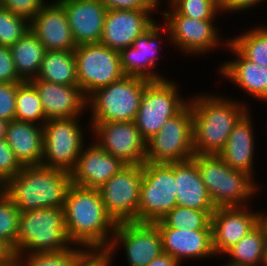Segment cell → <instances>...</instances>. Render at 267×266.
Masks as SVG:
<instances>
[{
    "label": "cell",
    "mask_w": 267,
    "mask_h": 266,
    "mask_svg": "<svg viewBox=\"0 0 267 266\" xmlns=\"http://www.w3.org/2000/svg\"><path fill=\"white\" fill-rule=\"evenodd\" d=\"M67 236L88 253H104L110 246L117 223L107 213L98 189L71 184L64 201Z\"/></svg>",
    "instance_id": "obj_1"
},
{
    "label": "cell",
    "mask_w": 267,
    "mask_h": 266,
    "mask_svg": "<svg viewBox=\"0 0 267 266\" xmlns=\"http://www.w3.org/2000/svg\"><path fill=\"white\" fill-rule=\"evenodd\" d=\"M201 93L189 96L193 112V149L196 154L218 155L234 125L251 108L248 101L223 96L218 91Z\"/></svg>",
    "instance_id": "obj_2"
},
{
    "label": "cell",
    "mask_w": 267,
    "mask_h": 266,
    "mask_svg": "<svg viewBox=\"0 0 267 266\" xmlns=\"http://www.w3.org/2000/svg\"><path fill=\"white\" fill-rule=\"evenodd\" d=\"M71 185L68 171L48 166L25 165L4 185V193L20 212L42 208H63Z\"/></svg>",
    "instance_id": "obj_3"
},
{
    "label": "cell",
    "mask_w": 267,
    "mask_h": 266,
    "mask_svg": "<svg viewBox=\"0 0 267 266\" xmlns=\"http://www.w3.org/2000/svg\"><path fill=\"white\" fill-rule=\"evenodd\" d=\"M192 159L216 208L251 205L264 188L246 172L229 167L219 155L195 153Z\"/></svg>",
    "instance_id": "obj_4"
},
{
    "label": "cell",
    "mask_w": 267,
    "mask_h": 266,
    "mask_svg": "<svg viewBox=\"0 0 267 266\" xmlns=\"http://www.w3.org/2000/svg\"><path fill=\"white\" fill-rule=\"evenodd\" d=\"M72 246L63 208L20 212L16 255L66 251Z\"/></svg>",
    "instance_id": "obj_5"
},
{
    "label": "cell",
    "mask_w": 267,
    "mask_h": 266,
    "mask_svg": "<svg viewBox=\"0 0 267 266\" xmlns=\"http://www.w3.org/2000/svg\"><path fill=\"white\" fill-rule=\"evenodd\" d=\"M150 82L125 75L97 89L87 98V112L91 117L88 123L135 121L142 95Z\"/></svg>",
    "instance_id": "obj_6"
},
{
    "label": "cell",
    "mask_w": 267,
    "mask_h": 266,
    "mask_svg": "<svg viewBox=\"0 0 267 266\" xmlns=\"http://www.w3.org/2000/svg\"><path fill=\"white\" fill-rule=\"evenodd\" d=\"M166 8L159 9V12L160 16L163 14L162 20H165L161 22L169 31V46L184 53L185 57L196 55L201 58L202 55L205 57L211 51L221 48L225 51L229 38L221 36L216 20L193 19L178 14L170 5Z\"/></svg>",
    "instance_id": "obj_7"
},
{
    "label": "cell",
    "mask_w": 267,
    "mask_h": 266,
    "mask_svg": "<svg viewBox=\"0 0 267 266\" xmlns=\"http://www.w3.org/2000/svg\"><path fill=\"white\" fill-rule=\"evenodd\" d=\"M82 116L49 119L43 125V157L41 164L71 172L86 141Z\"/></svg>",
    "instance_id": "obj_8"
},
{
    "label": "cell",
    "mask_w": 267,
    "mask_h": 266,
    "mask_svg": "<svg viewBox=\"0 0 267 266\" xmlns=\"http://www.w3.org/2000/svg\"><path fill=\"white\" fill-rule=\"evenodd\" d=\"M180 89V85L169 78L151 81L146 86L135 118L136 127L146 142L189 102L190 97L182 96Z\"/></svg>",
    "instance_id": "obj_9"
},
{
    "label": "cell",
    "mask_w": 267,
    "mask_h": 266,
    "mask_svg": "<svg viewBox=\"0 0 267 266\" xmlns=\"http://www.w3.org/2000/svg\"><path fill=\"white\" fill-rule=\"evenodd\" d=\"M174 162L143 163V178L138 206V222L160 221L176 205Z\"/></svg>",
    "instance_id": "obj_10"
},
{
    "label": "cell",
    "mask_w": 267,
    "mask_h": 266,
    "mask_svg": "<svg viewBox=\"0 0 267 266\" xmlns=\"http://www.w3.org/2000/svg\"><path fill=\"white\" fill-rule=\"evenodd\" d=\"M192 131L193 112L188 102L146 142L145 162L172 163L191 159L195 154Z\"/></svg>",
    "instance_id": "obj_11"
},
{
    "label": "cell",
    "mask_w": 267,
    "mask_h": 266,
    "mask_svg": "<svg viewBox=\"0 0 267 266\" xmlns=\"http://www.w3.org/2000/svg\"><path fill=\"white\" fill-rule=\"evenodd\" d=\"M78 86L88 98L97 89L121 79L124 75L119 51L101 43L78 45L74 50Z\"/></svg>",
    "instance_id": "obj_12"
},
{
    "label": "cell",
    "mask_w": 267,
    "mask_h": 266,
    "mask_svg": "<svg viewBox=\"0 0 267 266\" xmlns=\"http://www.w3.org/2000/svg\"><path fill=\"white\" fill-rule=\"evenodd\" d=\"M121 248L128 262L127 266H147L163 253L159 229L154 223H117L111 244L104 252L110 266H113L114 257Z\"/></svg>",
    "instance_id": "obj_13"
},
{
    "label": "cell",
    "mask_w": 267,
    "mask_h": 266,
    "mask_svg": "<svg viewBox=\"0 0 267 266\" xmlns=\"http://www.w3.org/2000/svg\"><path fill=\"white\" fill-rule=\"evenodd\" d=\"M142 165H126L98 190L107 213L116 223L138 222Z\"/></svg>",
    "instance_id": "obj_14"
},
{
    "label": "cell",
    "mask_w": 267,
    "mask_h": 266,
    "mask_svg": "<svg viewBox=\"0 0 267 266\" xmlns=\"http://www.w3.org/2000/svg\"><path fill=\"white\" fill-rule=\"evenodd\" d=\"M163 37H166V40ZM163 40L168 42L163 44ZM168 43H170L169 31L158 20L149 30L138 36L133 45L119 52L121 68L124 75L141 77L151 81L167 79L168 76L164 77L160 71L157 72V69L158 64L160 65V62H158L160 61L159 51L163 45Z\"/></svg>",
    "instance_id": "obj_15"
},
{
    "label": "cell",
    "mask_w": 267,
    "mask_h": 266,
    "mask_svg": "<svg viewBox=\"0 0 267 266\" xmlns=\"http://www.w3.org/2000/svg\"><path fill=\"white\" fill-rule=\"evenodd\" d=\"M87 125L90 127L87 134L89 133L92 140L110 155L126 165H142L145 162L146 141L141 137L135 121H111Z\"/></svg>",
    "instance_id": "obj_16"
},
{
    "label": "cell",
    "mask_w": 267,
    "mask_h": 266,
    "mask_svg": "<svg viewBox=\"0 0 267 266\" xmlns=\"http://www.w3.org/2000/svg\"><path fill=\"white\" fill-rule=\"evenodd\" d=\"M219 207L211 215L212 244L222 256L260 223V212L252 206Z\"/></svg>",
    "instance_id": "obj_17"
},
{
    "label": "cell",
    "mask_w": 267,
    "mask_h": 266,
    "mask_svg": "<svg viewBox=\"0 0 267 266\" xmlns=\"http://www.w3.org/2000/svg\"><path fill=\"white\" fill-rule=\"evenodd\" d=\"M157 13L159 10H107L100 43L120 52L153 26Z\"/></svg>",
    "instance_id": "obj_18"
},
{
    "label": "cell",
    "mask_w": 267,
    "mask_h": 266,
    "mask_svg": "<svg viewBox=\"0 0 267 266\" xmlns=\"http://www.w3.org/2000/svg\"><path fill=\"white\" fill-rule=\"evenodd\" d=\"M49 0L30 21V31L46 51H74L77 47L64 7Z\"/></svg>",
    "instance_id": "obj_19"
},
{
    "label": "cell",
    "mask_w": 267,
    "mask_h": 266,
    "mask_svg": "<svg viewBox=\"0 0 267 266\" xmlns=\"http://www.w3.org/2000/svg\"><path fill=\"white\" fill-rule=\"evenodd\" d=\"M84 145L75 168L70 172L71 184L88 189H99L113 175L126 166L110 155L94 140Z\"/></svg>",
    "instance_id": "obj_20"
},
{
    "label": "cell",
    "mask_w": 267,
    "mask_h": 266,
    "mask_svg": "<svg viewBox=\"0 0 267 266\" xmlns=\"http://www.w3.org/2000/svg\"><path fill=\"white\" fill-rule=\"evenodd\" d=\"M226 48L234 58L218 65V76L229 80L248 96L267 104V67L247 60L230 42Z\"/></svg>",
    "instance_id": "obj_21"
},
{
    "label": "cell",
    "mask_w": 267,
    "mask_h": 266,
    "mask_svg": "<svg viewBox=\"0 0 267 266\" xmlns=\"http://www.w3.org/2000/svg\"><path fill=\"white\" fill-rule=\"evenodd\" d=\"M30 82L38 91L46 120L84 116L87 98L78 85H62L41 79Z\"/></svg>",
    "instance_id": "obj_22"
},
{
    "label": "cell",
    "mask_w": 267,
    "mask_h": 266,
    "mask_svg": "<svg viewBox=\"0 0 267 266\" xmlns=\"http://www.w3.org/2000/svg\"><path fill=\"white\" fill-rule=\"evenodd\" d=\"M65 9L76 45L100 43L106 7L100 0H57Z\"/></svg>",
    "instance_id": "obj_23"
},
{
    "label": "cell",
    "mask_w": 267,
    "mask_h": 266,
    "mask_svg": "<svg viewBox=\"0 0 267 266\" xmlns=\"http://www.w3.org/2000/svg\"><path fill=\"white\" fill-rule=\"evenodd\" d=\"M161 234L163 252L180 263L190 260H209L215 257L212 244V230H185L184 228H158Z\"/></svg>",
    "instance_id": "obj_24"
},
{
    "label": "cell",
    "mask_w": 267,
    "mask_h": 266,
    "mask_svg": "<svg viewBox=\"0 0 267 266\" xmlns=\"http://www.w3.org/2000/svg\"><path fill=\"white\" fill-rule=\"evenodd\" d=\"M251 113L249 109L234 125L223 150L218 155L229 167L246 172L256 181L255 121Z\"/></svg>",
    "instance_id": "obj_25"
},
{
    "label": "cell",
    "mask_w": 267,
    "mask_h": 266,
    "mask_svg": "<svg viewBox=\"0 0 267 266\" xmlns=\"http://www.w3.org/2000/svg\"><path fill=\"white\" fill-rule=\"evenodd\" d=\"M178 206L194 208L200 211H215L208 191L203 183L197 164L191 158L186 161L174 162Z\"/></svg>",
    "instance_id": "obj_26"
},
{
    "label": "cell",
    "mask_w": 267,
    "mask_h": 266,
    "mask_svg": "<svg viewBox=\"0 0 267 266\" xmlns=\"http://www.w3.org/2000/svg\"><path fill=\"white\" fill-rule=\"evenodd\" d=\"M7 143L22 166L40 165L43 157V126L11 120L7 124Z\"/></svg>",
    "instance_id": "obj_27"
},
{
    "label": "cell",
    "mask_w": 267,
    "mask_h": 266,
    "mask_svg": "<svg viewBox=\"0 0 267 266\" xmlns=\"http://www.w3.org/2000/svg\"><path fill=\"white\" fill-rule=\"evenodd\" d=\"M266 244V233L259 223L218 260L227 256L228 260L224 262L226 261L225 264L228 266H262Z\"/></svg>",
    "instance_id": "obj_28"
},
{
    "label": "cell",
    "mask_w": 267,
    "mask_h": 266,
    "mask_svg": "<svg viewBox=\"0 0 267 266\" xmlns=\"http://www.w3.org/2000/svg\"><path fill=\"white\" fill-rule=\"evenodd\" d=\"M9 48L19 77L23 81L36 78L46 52L38 38L29 30Z\"/></svg>",
    "instance_id": "obj_29"
},
{
    "label": "cell",
    "mask_w": 267,
    "mask_h": 266,
    "mask_svg": "<svg viewBox=\"0 0 267 266\" xmlns=\"http://www.w3.org/2000/svg\"><path fill=\"white\" fill-rule=\"evenodd\" d=\"M55 84L78 85L74 51H46L36 78Z\"/></svg>",
    "instance_id": "obj_30"
},
{
    "label": "cell",
    "mask_w": 267,
    "mask_h": 266,
    "mask_svg": "<svg viewBox=\"0 0 267 266\" xmlns=\"http://www.w3.org/2000/svg\"><path fill=\"white\" fill-rule=\"evenodd\" d=\"M253 27V28H252ZM229 37V42L250 62L267 67V27L252 25L246 31Z\"/></svg>",
    "instance_id": "obj_31"
},
{
    "label": "cell",
    "mask_w": 267,
    "mask_h": 266,
    "mask_svg": "<svg viewBox=\"0 0 267 266\" xmlns=\"http://www.w3.org/2000/svg\"><path fill=\"white\" fill-rule=\"evenodd\" d=\"M214 211H200L194 208L176 205L160 221L155 222L157 228H184L185 230H212L211 215Z\"/></svg>",
    "instance_id": "obj_32"
},
{
    "label": "cell",
    "mask_w": 267,
    "mask_h": 266,
    "mask_svg": "<svg viewBox=\"0 0 267 266\" xmlns=\"http://www.w3.org/2000/svg\"><path fill=\"white\" fill-rule=\"evenodd\" d=\"M15 120L43 126L47 121L38 91L30 81L18 83Z\"/></svg>",
    "instance_id": "obj_33"
},
{
    "label": "cell",
    "mask_w": 267,
    "mask_h": 266,
    "mask_svg": "<svg viewBox=\"0 0 267 266\" xmlns=\"http://www.w3.org/2000/svg\"><path fill=\"white\" fill-rule=\"evenodd\" d=\"M88 252L73 245L66 251L37 254H17L14 266H76Z\"/></svg>",
    "instance_id": "obj_34"
},
{
    "label": "cell",
    "mask_w": 267,
    "mask_h": 266,
    "mask_svg": "<svg viewBox=\"0 0 267 266\" xmlns=\"http://www.w3.org/2000/svg\"><path fill=\"white\" fill-rule=\"evenodd\" d=\"M19 216V208L3 192L0 195V239L4 240L14 250L15 254Z\"/></svg>",
    "instance_id": "obj_35"
},
{
    "label": "cell",
    "mask_w": 267,
    "mask_h": 266,
    "mask_svg": "<svg viewBox=\"0 0 267 266\" xmlns=\"http://www.w3.org/2000/svg\"><path fill=\"white\" fill-rule=\"evenodd\" d=\"M169 5L178 14L198 20H217L222 15L219 0H173Z\"/></svg>",
    "instance_id": "obj_36"
},
{
    "label": "cell",
    "mask_w": 267,
    "mask_h": 266,
    "mask_svg": "<svg viewBox=\"0 0 267 266\" xmlns=\"http://www.w3.org/2000/svg\"><path fill=\"white\" fill-rule=\"evenodd\" d=\"M30 30V22L0 5V46H12Z\"/></svg>",
    "instance_id": "obj_37"
},
{
    "label": "cell",
    "mask_w": 267,
    "mask_h": 266,
    "mask_svg": "<svg viewBox=\"0 0 267 266\" xmlns=\"http://www.w3.org/2000/svg\"><path fill=\"white\" fill-rule=\"evenodd\" d=\"M22 167L6 139H0V182L5 185Z\"/></svg>",
    "instance_id": "obj_38"
},
{
    "label": "cell",
    "mask_w": 267,
    "mask_h": 266,
    "mask_svg": "<svg viewBox=\"0 0 267 266\" xmlns=\"http://www.w3.org/2000/svg\"><path fill=\"white\" fill-rule=\"evenodd\" d=\"M49 0H3L1 6L29 22Z\"/></svg>",
    "instance_id": "obj_39"
},
{
    "label": "cell",
    "mask_w": 267,
    "mask_h": 266,
    "mask_svg": "<svg viewBox=\"0 0 267 266\" xmlns=\"http://www.w3.org/2000/svg\"><path fill=\"white\" fill-rule=\"evenodd\" d=\"M18 83H0V119H15Z\"/></svg>",
    "instance_id": "obj_40"
},
{
    "label": "cell",
    "mask_w": 267,
    "mask_h": 266,
    "mask_svg": "<svg viewBox=\"0 0 267 266\" xmlns=\"http://www.w3.org/2000/svg\"><path fill=\"white\" fill-rule=\"evenodd\" d=\"M23 80L16 72L11 50L0 46V83H21Z\"/></svg>",
    "instance_id": "obj_41"
},
{
    "label": "cell",
    "mask_w": 267,
    "mask_h": 266,
    "mask_svg": "<svg viewBox=\"0 0 267 266\" xmlns=\"http://www.w3.org/2000/svg\"><path fill=\"white\" fill-rule=\"evenodd\" d=\"M107 10H159L156 0H100Z\"/></svg>",
    "instance_id": "obj_42"
},
{
    "label": "cell",
    "mask_w": 267,
    "mask_h": 266,
    "mask_svg": "<svg viewBox=\"0 0 267 266\" xmlns=\"http://www.w3.org/2000/svg\"><path fill=\"white\" fill-rule=\"evenodd\" d=\"M265 0H219V7L221 14H237L238 12H248L249 9H254L257 6L260 7L261 3H264ZM267 1V0H266ZM248 10V11H245Z\"/></svg>",
    "instance_id": "obj_43"
},
{
    "label": "cell",
    "mask_w": 267,
    "mask_h": 266,
    "mask_svg": "<svg viewBox=\"0 0 267 266\" xmlns=\"http://www.w3.org/2000/svg\"><path fill=\"white\" fill-rule=\"evenodd\" d=\"M76 266H110L104 253H88Z\"/></svg>",
    "instance_id": "obj_44"
},
{
    "label": "cell",
    "mask_w": 267,
    "mask_h": 266,
    "mask_svg": "<svg viewBox=\"0 0 267 266\" xmlns=\"http://www.w3.org/2000/svg\"><path fill=\"white\" fill-rule=\"evenodd\" d=\"M147 266H181V263L166 253H161L153 259Z\"/></svg>",
    "instance_id": "obj_45"
},
{
    "label": "cell",
    "mask_w": 267,
    "mask_h": 266,
    "mask_svg": "<svg viewBox=\"0 0 267 266\" xmlns=\"http://www.w3.org/2000/svg\"><path fill=\"white\" fill-rule=\"evenodd\" d=\"M16 254L14 250L2 239H0V262L14 263Z\"/></svg>",
    "instance_id": "obj_46"
},
{
    "label": "cell",
    "mask_w": 267,
    "mask_h": 266,
    "mask_svg": "<svg viewBox=\"0 0 267 266\" xmlns=\"http://www.w3.org/2000/svg\"><path fill=\"white\" fill-rule=\"evenodd\" d=\"M260 211V224L263 226L265 233H266V238H267V212L265 210H259Z\"/></svg>",
    "instance_id": "obj_47"
},
{
    "label": "cell",
    "mask_w": 267,
    "mask_h": 266,
    "mask_svg": "<svg viewBox=\"0 0 267 266\" xmlns=\"http://www.w3.org/2000/svg\"><path fill=\"white\" fill-rule=\"evenodd\" d=\"M7 124H8L7 121L0 119V139L6 137Z\"/></svg>",
    "instance_id": "obj_48"
},
{
    "label": "cell",
    "mask_w": 267,
    "mask_h": 266,
    "mask_svg": "<svg viewBox=\"0 0 267 266\" xmlns=\"http://www.w3.org/2000/svg\"><path fill=\"white\" fill-rule=\"evenodd\" d=\"M167 1V5H169L173 0H156V3H157V6H158V8L160 7H162L163 5V2H166Z\"/></svg>",
    "instance_id": "obj_49"
},
{
    "label": "cell",
    "mask_w": 267,
    "mask_h": 266,
    "mask_svg": "<svg viewBox=\"0 0 267 266\" xmlns=\"http://www.w3.org/2000/svg\"><path fill=\"white\" fill-rule=\"evenodd\" d=\"M262 266H267V244H266V247H265V253H264V259H263Z\"/></svg>",
    "instance_id": "obj_50"
},
{
    "label": "cell",
    "mask_w": 267,
    "mask_h": 266,
    "mask_svg": "<svg viewBox=\"0 0 267 266\" xmlns=\"http://www.w3.org/2000/svg\"><path fill=\"white\" fill-rule=\"evenodd\" d=\"M0 266H14V263H4V262H0Z\"/></svg>",
    "instance_id": "obj_51"
},
{
    "label": "cell",
    "mask_w": 267,
    "mask_h": 266,
    "mask_svg": "<svg viewBox=\"0 0 267 266\" xmlns=\"http://www.w3.org/2000/svg\"><path fill=\"white\" fill-rule=\"evenodd\" d=\"M4 192V185L0 182V195Z\"/></svg>",
    "instance_id": "obj_52"
}]
</instances>
